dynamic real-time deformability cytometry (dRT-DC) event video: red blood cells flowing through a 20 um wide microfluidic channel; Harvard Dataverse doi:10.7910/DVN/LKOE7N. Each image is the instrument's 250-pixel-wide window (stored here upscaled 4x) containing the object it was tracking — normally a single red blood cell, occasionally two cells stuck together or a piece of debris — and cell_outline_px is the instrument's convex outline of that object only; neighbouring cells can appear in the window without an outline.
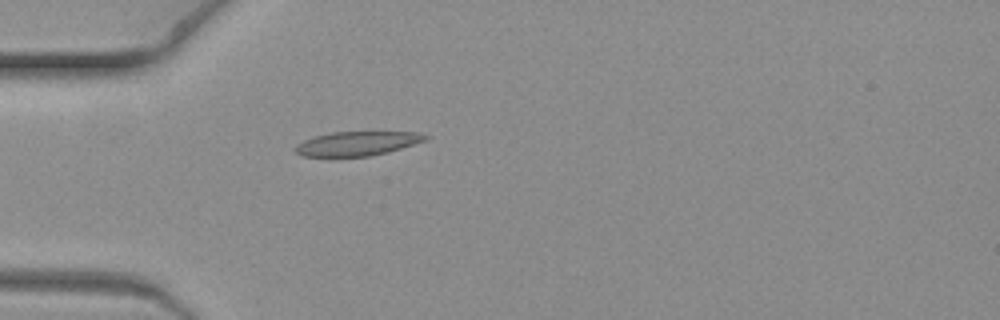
{"species": "common noctule bat (a hibernating species)", "species_latin": "Nyctalus noctula", "temperature_condition": "warm", "stored_images_in_passage": 1, "camera_frame_rate_fps": 3000, "um_per_image_px": 0.085, "animal": {"sex": "female", "body_mass_g": 19.3, "forearm_length_mm": 54.1}, "frame": {"image": 1, "passage_image": 1, "time_ms": 0.0, "image_size_px": [1000, 320], "cell_outline_px": [[432, 136], [428, 140], [388, 152], [368, 156], [300, 156], [292, 148], [296, 144], [304, 140], [316, 136], [332, 132], [416, 132]], "centroid_in_image_um": [30.38, 12.2], "position_along_channel_um": 54.6, "area_um2": 18.38}}